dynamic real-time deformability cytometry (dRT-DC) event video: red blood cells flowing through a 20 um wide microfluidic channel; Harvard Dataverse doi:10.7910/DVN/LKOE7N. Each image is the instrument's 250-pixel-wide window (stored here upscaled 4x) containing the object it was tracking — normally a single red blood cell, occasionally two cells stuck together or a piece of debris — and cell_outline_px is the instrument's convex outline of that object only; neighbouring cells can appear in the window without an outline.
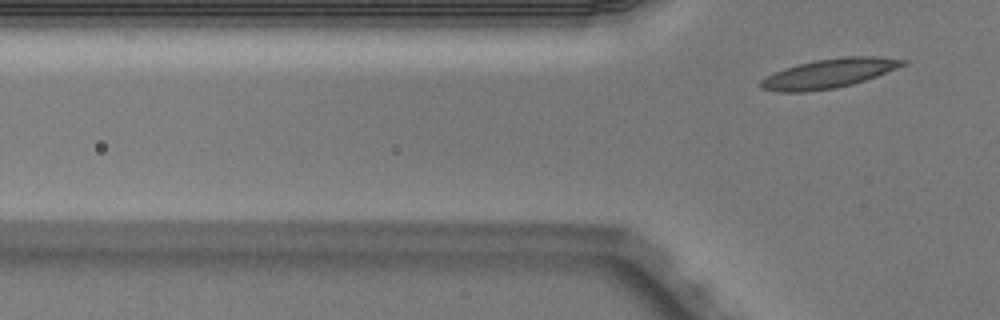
{"species": "Egyptian fruit bat (a non-hibernating species)", "species_latin": "Rousettus aegyptiacus", "temperature_condition": "warm", "stored_images_in_passage": 3, "segment_of_instrument_passage": [2, 2], "camera_frame_rate_fps": 3000, "um_per_image_px": 0.085, "animal": {"sex": "male"}, "frame": {"image": 1, "passage_image": 3, "time_ms": 0.667, "image_size_px": [1000, 320], "cell_outline_px": [[908, 64], [876, 76], [852, 84], [836, 88], [808, 92], [780, 92], [760, 88], [756, 84], [760, 80], [784, 68], [816, 60], [844, 56], [876, 56], [908, 60]], "centroid_in_image_um": [70.46, 6.25], "position_along_channel_um": 55.3, "area_um2": 24.22}}